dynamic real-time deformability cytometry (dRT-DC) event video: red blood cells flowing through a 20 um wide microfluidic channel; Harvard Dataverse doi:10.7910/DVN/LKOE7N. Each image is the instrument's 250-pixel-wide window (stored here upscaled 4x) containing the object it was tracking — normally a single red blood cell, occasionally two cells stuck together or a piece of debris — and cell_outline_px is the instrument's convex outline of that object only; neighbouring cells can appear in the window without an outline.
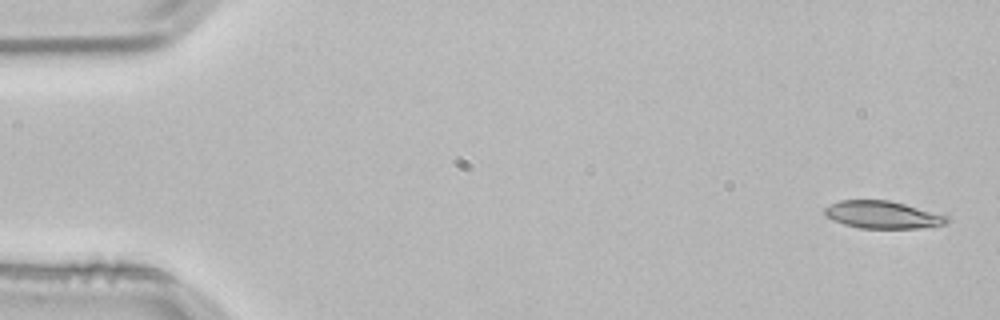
{"species": "common noctule bat (a hibernating species)", "species_latin": "Nyctalus noctula", "temperature_condition": "room temperature", "stored_images_in_passage": 3, "segment_of_instrument_passage": [2, 2], "camera_frame_rate_fps": 3000, "um_per_image_px": 0.085, "animal": {"sex": "male", "body_mass_g": 21.5, "forearm_length_mm": 52.0}, "frame": {"image": 1, "passage_image": 3, "time_ms": 0.667, "image_size_px": [1000, 320], "cell_outline_px": [[948, 220], [944, 224], [920, 228], [860, 228], [844, 224], [832, 220], [824, 216], [824, 208], [840, 200], [888, 200], [904, 204], [948, 216]], "centroid_in_image_um": [74.97, 18.26], "position_along_channel_um": 10.0, "area_um2": 19.36}}